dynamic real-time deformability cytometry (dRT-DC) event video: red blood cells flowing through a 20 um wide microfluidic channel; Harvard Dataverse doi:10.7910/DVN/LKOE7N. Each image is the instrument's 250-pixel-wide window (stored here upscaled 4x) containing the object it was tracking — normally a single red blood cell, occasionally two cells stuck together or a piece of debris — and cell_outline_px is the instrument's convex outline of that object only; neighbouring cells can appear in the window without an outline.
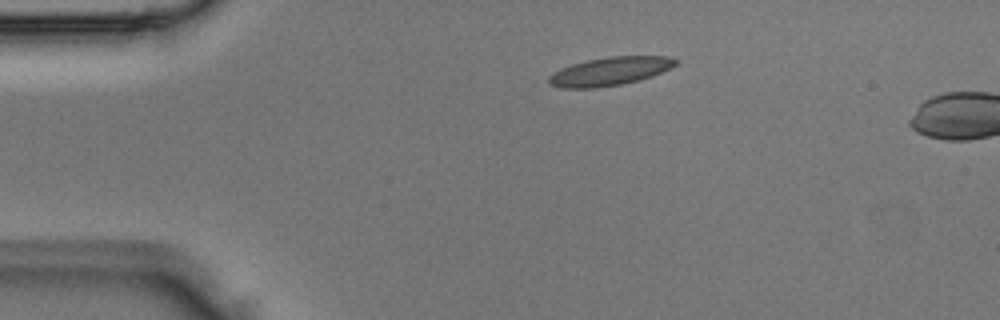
{"species": "Egyptian fruit bat (a non-hibernating species)", "species_latin": "Rousettus aegyptiacus", "temperature_condition": "room temperature", "stored_images_in_passage": 2, "camera_frame_rate_fps": 3000, "um_per_image_px": 0.085, "animal": {"sex": "male"}, "frame": {"image": 1, "passage_image": 1, "time_ms": 0.0, "image_size_px": [1000, 320], "cell_outline_px": [[676, 64], [660, 72], [636, 80], [620, 84], [596, 88], [564, 88], [548, 84], [548, 76], [552, 72], [560, 68], [572, 64], [588, 60], [608, 56], [668, 56], [676, 60]], "centroid_in_image_um": [51.74, 6.05], "position_along_channel_um": 33.3, "area_um2": 20.63}}